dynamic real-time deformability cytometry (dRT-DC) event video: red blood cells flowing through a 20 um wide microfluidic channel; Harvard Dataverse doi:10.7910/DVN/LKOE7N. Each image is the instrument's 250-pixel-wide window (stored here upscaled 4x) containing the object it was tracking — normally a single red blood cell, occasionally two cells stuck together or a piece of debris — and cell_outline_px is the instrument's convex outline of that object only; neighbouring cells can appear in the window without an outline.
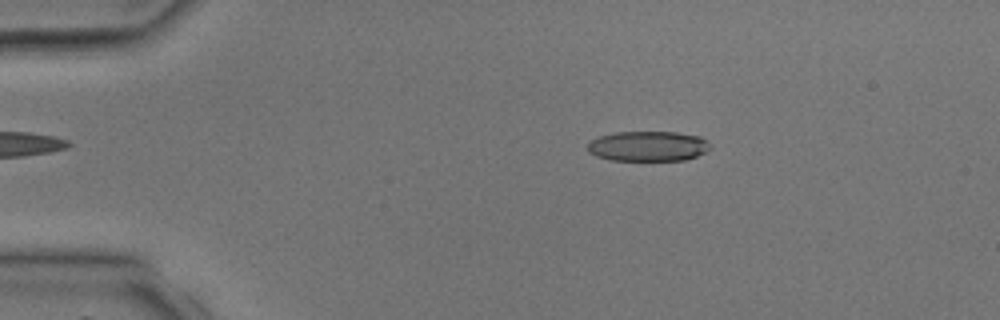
{"species": "common noctule bat (a hibernating species)", "species_latin": "Nyctalus noctula", "temperature_condition": "room temperature", "stored_images_in_passage": 4, "camera_frame_rate_fps": 3000, "um_per_image_px": 0.085, "animal": {"sex": "male", "body_mass_g": 17.9, "forearm_length_mm": 54.2}, "frame": {"image": 1, "passage_image": 2, "time_ms": 1.333, "image_size_px": [1000, 320], "cell_outline_px": [[712, 148], [696, 156], [684, 160], [608, 160], [596, 156], [588, 152], [588, 140], [612, 132], [676, 132], [700, 136]], "centroid_in_image_um": [55.03, 12.42], "position_along_channel_um": 30.0, "area_um2": 21.56}}
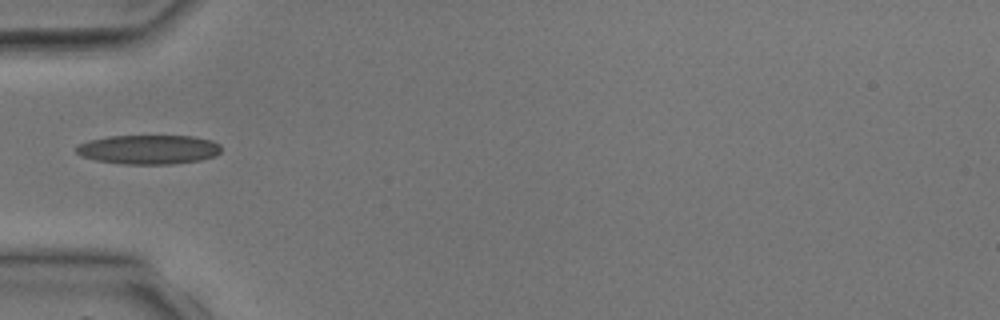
{"frame": {"image": 2, "passage_image": 4, "time_ms": 3.333, "image_size_px": [1000, 320], "cell_outline_px": [[220, 152], [216, 156], [200, 160], [172, 164], [120, 164], [96, 160], [80, 156], [76, 152], [76, 144], [88, 140], [108, 136], [192, 136], [212, 140], [220, 144]], "centroid_in_image_um": [12.61, 12.71], "position_along_channel_um": 72.4, "area_um2": 24.97}}